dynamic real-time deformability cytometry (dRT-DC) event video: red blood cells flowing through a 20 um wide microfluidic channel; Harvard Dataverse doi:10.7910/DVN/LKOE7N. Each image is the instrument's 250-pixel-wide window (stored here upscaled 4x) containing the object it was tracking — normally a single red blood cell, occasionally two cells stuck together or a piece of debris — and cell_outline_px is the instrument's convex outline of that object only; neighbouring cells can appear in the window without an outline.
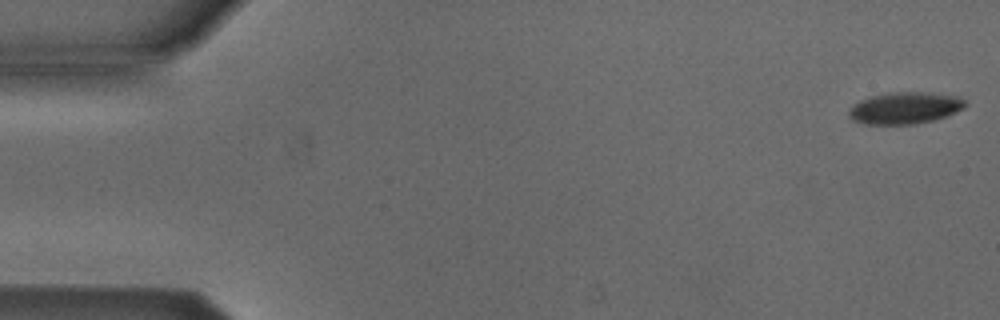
{"species": "Egyptian fruit bat (a non-hibernating species)", "species_latin": "Rousettus aegyptiacus", "temperature_condition": "cold", "stored_images_in_passage": 53, "camera_frame_rate_fps": 3000, "um_per_image_px": 0.085, "animal": {"sex": "male"}, "frame": {"image": 1, "passage_image": 1, "time_ms": 0.0, "image_size_px": [1000, 320], "cell_outline_px": [[964, 108], [944, 116], [932, 120], [912, 124], [868, 124], [852, 120], [848, 116], [848, 112], [860, 100], [872, 96], [888, 92], [924, 92], [956, 96], [964, 100]], "centroid_in_image_um": [76.88, 9.17], "position_along_channel_um": 8.1, "area_um2": 21.1}}
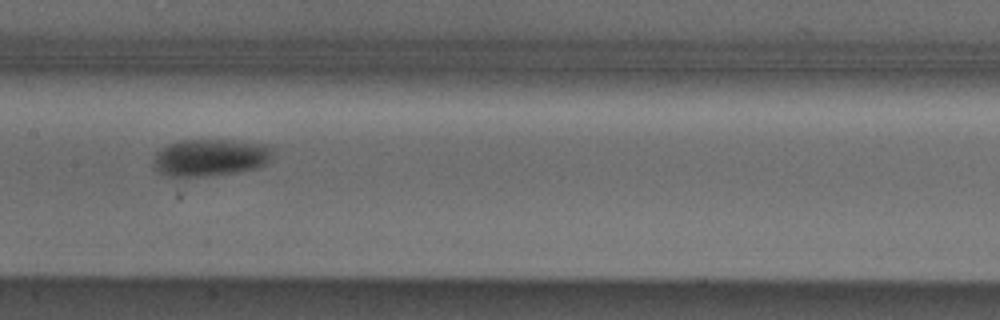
{"frame": {"image": 2, "passage_image": 26, "time_ms": 8.333, "image_size_px": [1000, 320], "cell_outline_px": [[272, 156], [264, 164], [256, 168], [236, 172], [204, 176], [168, 176], [156, 172], [156, 152], [168, 144], [180, 140], [232, 140], [272, 144]], "centroid_in_image_um": [17.91, 13.37], "position_along_channel_um": 189.5, "area_um2": 25.72}}
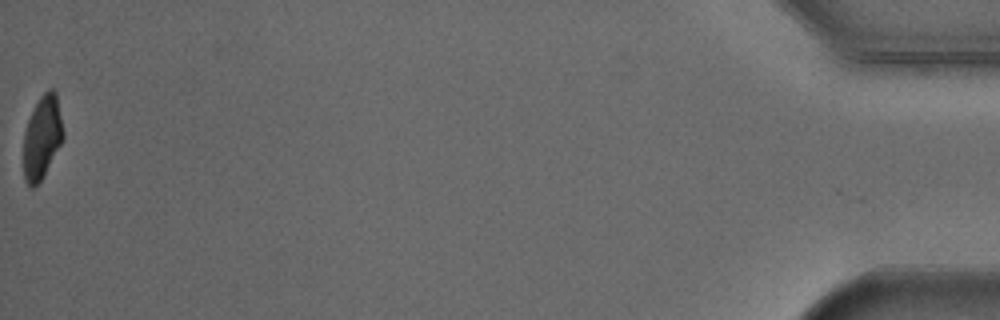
{"frame": {"image": 3, "passage_image": 53, "time_ms": 17.333, "image_size_px": [1000, 320], "cell_outline_px": [[64, 140], [40, 180], [32, 188], [24, 180], [24, 132], [28, 120], [40, 96], [48, 88], [52, 88], [56, 92], [64, 132]], "centroid_in_image_um": [3.6, 11.63], "position_along_channel_um": 431.6, "area_um2": 19.07}, "authors_computed_cell_mechanics": {"area_um2": 23.1778, "velocity_mm_per_s": 3.8556, "shape_relaxation_time_tau1_ms": 2.548, "shape_relaxation_time_tau2_ms": null, "deformation_change_tau1": 0.0918, "deformation_change_tau2": null}}